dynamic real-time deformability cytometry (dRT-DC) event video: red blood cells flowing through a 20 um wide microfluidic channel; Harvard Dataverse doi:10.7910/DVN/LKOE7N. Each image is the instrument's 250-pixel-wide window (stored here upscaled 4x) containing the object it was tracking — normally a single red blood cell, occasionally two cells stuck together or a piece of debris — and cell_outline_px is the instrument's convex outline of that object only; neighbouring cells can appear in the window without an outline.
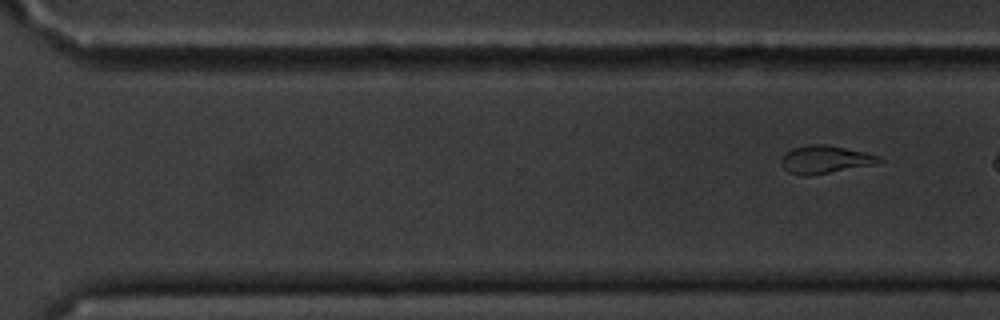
{"species": "common noctule bat (a hibernating species)", "species_latin": "Nyctalus noctula", "temperature_condition": "cold", "stored_images_in_passage": 10, "segment_of_instrument_passage": [2, 2], "camera_frame_rate_fps": 3000, "um_per_image_px": 0.085, "animal": {"sex": "male", "body_mass_g": 20.1, "forearm_length_mm": 53.5}, "frame": {"image": 1, "passage_image": 10, "time_ms": 11.333, "image_size_px": [1000, 320], "cell_outline_px": [[884, 160], [880, 164], [808, 176], [800, 176], [788, 172], [780, 164], [780, 160], [784, 152], [792, 148], [808, 144], [828, 144], [864, 152], [880, 156]], "centroid_in_image_um": [70.13, 13.56], "position_along_channel_um": 300.5, "area_um2": 16.36}}